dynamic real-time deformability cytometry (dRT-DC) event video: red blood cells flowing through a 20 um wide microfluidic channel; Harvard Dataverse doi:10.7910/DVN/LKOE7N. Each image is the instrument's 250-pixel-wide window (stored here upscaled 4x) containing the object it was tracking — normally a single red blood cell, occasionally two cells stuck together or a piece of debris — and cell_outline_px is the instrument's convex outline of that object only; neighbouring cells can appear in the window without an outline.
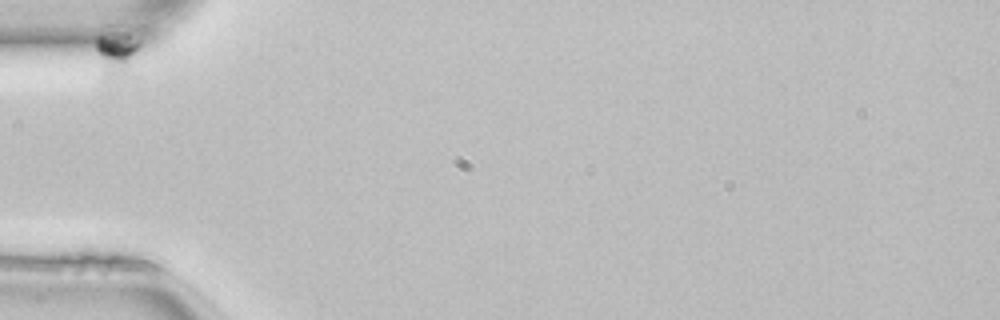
{"species": "common noctule bat (a hibernating species)", "species_latin": "Nyctalus noctula", "temperature_condition": "room temperature", "stored_images_in_passage": 55, "camera_frame_rate_fps": 3000, "um_per_image_px": 0.085, "animal": {"sex": "female", "body_mass_g": 22.7, "forearm_length_mm": 54.2}, "frame": {"image": 1, "passage_image": 1, "time_ms": 0.0, "image_size_px": [1000, 320], "cell_outline_px": [[140, 44], [132, 80], [116, 88], [104, 88], [100, 84], [96, 48], [96, 36], [104, 16], [140, 40]], "centroid_in_image_um": [9.83, 4.63], "position_along_channel_um": 75.2, "area_um2": 16.53}}
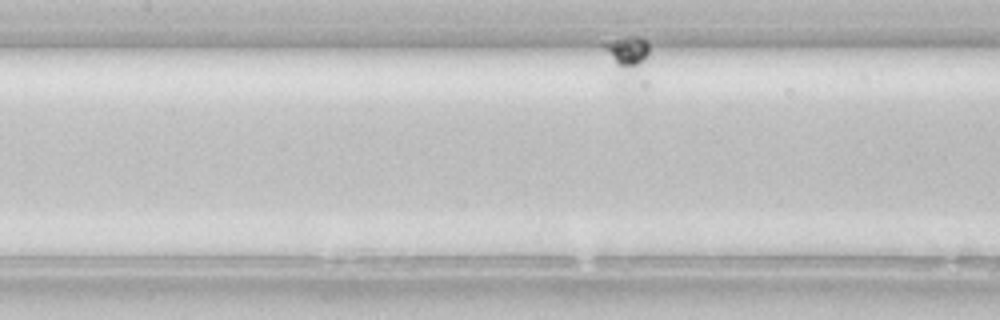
{"frame": {"image": 2, "passage_image": 17, "time_ms": 5.333, "image_size_px": [1000, 320], "cell_outline_px": [[648, 56], [632, 88], [624, 88], [616, 84], [604, 48], [604, 44], [628, 36], [636, 36], [644, 40], [648, 44]], "centroid_in_image_um": [53.27, 5.04], "position_along_channel_um": 154.1, "area_um2": 11.68}}
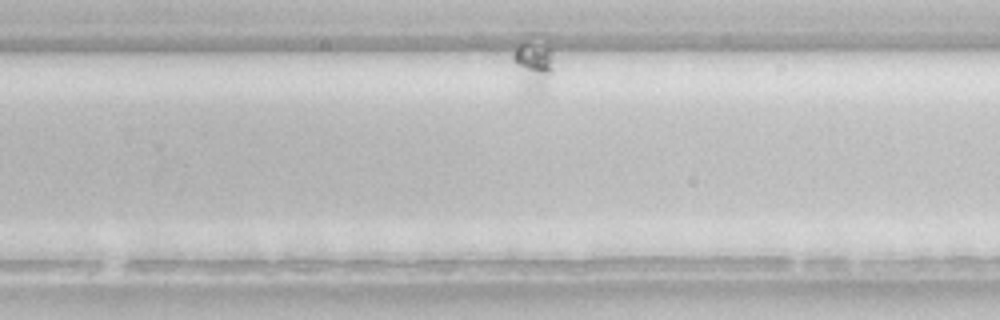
{"frame": {"image": 3, "passage_image": 42, "time_ms": 13.667, "image_size_px": [1000, 320], "cell_outline_px": [[552, 72], [544, 96], [536, 100], [520, 96], [516, 92], [512, 60], [512, 56], [524, 32], [540, 32], [552, 52]], "centroid_in_image_um": [45.24, 5.6], "position_along_channel_um": 284.6, "area_um2": 15.61}}